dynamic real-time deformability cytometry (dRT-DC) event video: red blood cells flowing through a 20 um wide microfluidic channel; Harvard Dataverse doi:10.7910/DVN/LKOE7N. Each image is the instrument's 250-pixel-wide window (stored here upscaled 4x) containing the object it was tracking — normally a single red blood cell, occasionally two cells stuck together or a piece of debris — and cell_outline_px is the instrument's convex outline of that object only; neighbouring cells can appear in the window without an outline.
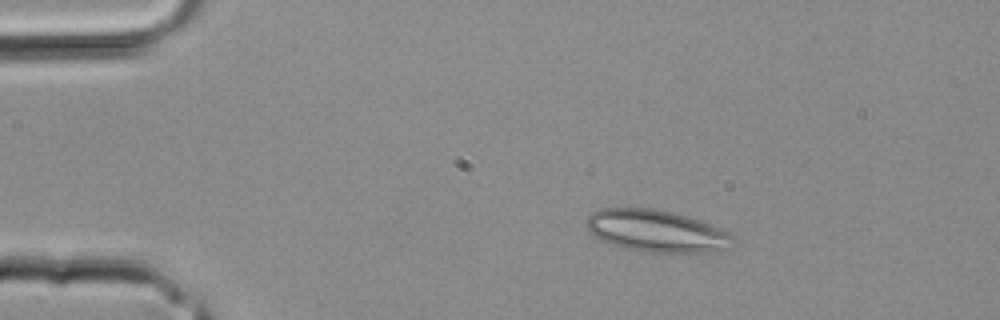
{"species": "common noctule bat (a hibernating species)", "species_latin": "Nyctalus noctula", "temperature_condition": "room temperature", "stored_images_in_passage": 29, "camera_frame_rate_fps": 3000, "um_per_image_px": 0.085, "animal": {"sex": "male", "body_mass_g": 20.4}, "frame": {"image": 1, "passage_image": 1, "time_ms": 0.0, "image_size_px": [1000, 320], "cell_outline_px": [[736, 240], [732, 248], [716, 252], [640, 252], [624, 248], [600, 240], [592, 236], [588, 228], [588, 216], [592, 212], [600, 208], [652, 208], [672, 212], [700, 220], [712, 224], [736, 236]], "centroid_in_image_um": [55.86, 19.65], "position_along_channel_um": 29.1, "area_um2": 36.36}}
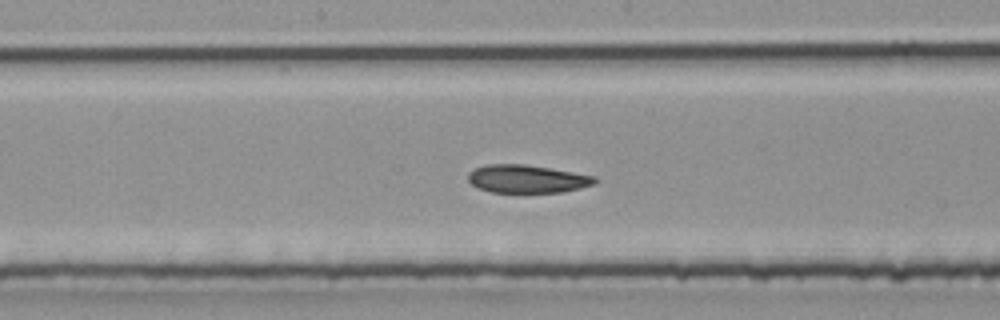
{"frame": {"image": 2, "passage_image": 13, "time_ms": 4.0, "image_size_px": [1000, 320], "cell_outline_px": [[600, 180], [592, 184], [580, 188], [564, 192], [492, 192], [476, 188], [468, 180], [468, 172], [476, 168], [488, 164], [524, 164], [596, 176]], "centroid_in_image_um": [44.79, 15.21], "position_along_channel_um": 203.4, "area_um2": 20.63}}
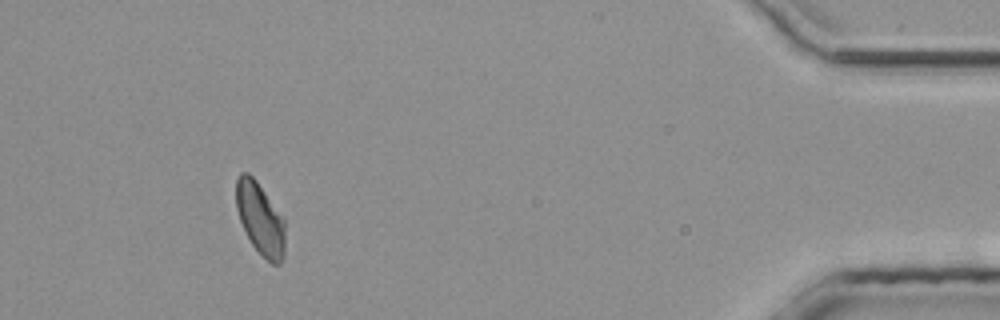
{"frame": {"image": 3, "passage_image": 27, "time_ms": 8.667, "image_size_px": [1000, 320], "cell_outline_px": [[284, 260], [280, 264], [272, 264], [252, 244], [240, 220], [236, 208], [236, 176], [240, 172], [248, 172], [256, 180], [284, 216]], "centroid_in_image_um": [22.13, 18.55], "position_along_channel_um": 413.1, "area_um2": 20.63}}